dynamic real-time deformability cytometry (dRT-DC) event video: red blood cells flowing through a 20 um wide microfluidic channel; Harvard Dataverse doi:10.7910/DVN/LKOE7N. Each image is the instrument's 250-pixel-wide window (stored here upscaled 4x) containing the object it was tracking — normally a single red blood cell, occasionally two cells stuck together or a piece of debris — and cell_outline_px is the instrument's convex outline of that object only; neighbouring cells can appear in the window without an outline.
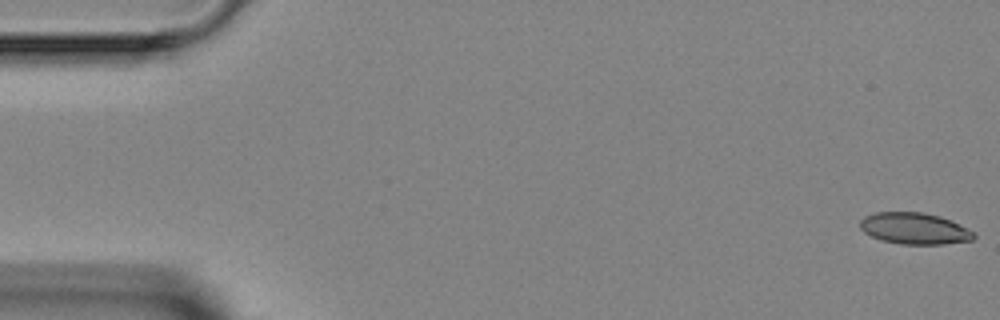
{"species": "Egyptian fruit bat (a non-hibernating species)", "species_latin": "Rousettus aegyptiacus", "temperature_condition": "room temperature", "stored_images_in_passage": 2, "camera_frame_rate_fps": 3000, "um_per_image_px": 0.085, "animal": {"sex": "female"}, "frame": {"image": 1, "passage_image": 2, "time_ms": 1.333, "image_size_px": [1000, 320], "cell_outline_px": [[976, 236], [972, 240], [944, 244], [900, 244], [880, 240], [864, 232], [860, 228], [860, 220], [864, 216], [876, 212], [924, 212], [940, 216], [976, 232]], "centroid_in_image_um": [77.73, 19.42], "position_along_channel_um": 7.3, "area_um2": 20.92}}